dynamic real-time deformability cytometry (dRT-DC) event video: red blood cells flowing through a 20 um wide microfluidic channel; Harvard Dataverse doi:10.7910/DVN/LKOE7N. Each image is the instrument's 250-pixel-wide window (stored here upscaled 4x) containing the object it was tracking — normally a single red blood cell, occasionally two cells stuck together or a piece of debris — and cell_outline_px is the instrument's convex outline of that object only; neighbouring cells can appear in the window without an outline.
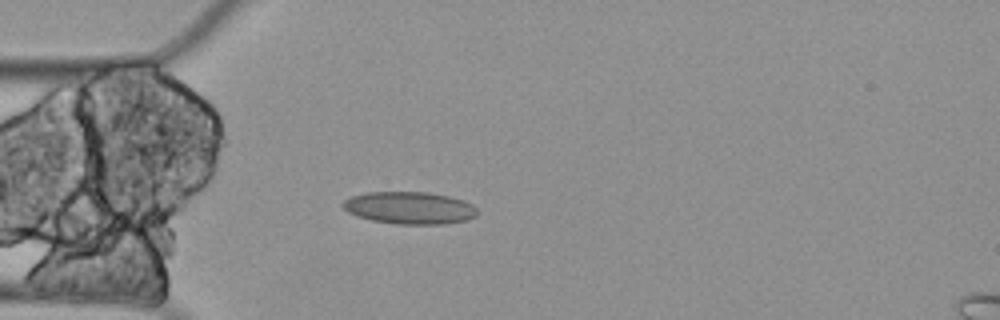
{"species": "Egyptian fruit bat (a non-hibernating species)", "species_latin": "Rousettus aegyptiacus", "temperature_condition": "cold", "stored_images_in_passage": 5, "camera_frame_rate_fps": 3000, "um_per_image_px": 0.085, "animal": {"sex": "female"}, "frame": {"image": 1, "passage_image": 5, "time_ms": 1.333, "image_size_px": [1000, 320], "cell_outline_px": [[476, 216], [468, 220], [444, 224], [396, 224], [372, 220], [356, 216], [348, 212], [340, 204], [344, 200], [352, 196], [368, 192], [428, 192], [448, 196], [464, 200], [472, 204], [476, 208]], "centroid_in_image_um": [34.81, 17.67], "position_along_channel_um": 50.2, "area_um2": 25.37}}